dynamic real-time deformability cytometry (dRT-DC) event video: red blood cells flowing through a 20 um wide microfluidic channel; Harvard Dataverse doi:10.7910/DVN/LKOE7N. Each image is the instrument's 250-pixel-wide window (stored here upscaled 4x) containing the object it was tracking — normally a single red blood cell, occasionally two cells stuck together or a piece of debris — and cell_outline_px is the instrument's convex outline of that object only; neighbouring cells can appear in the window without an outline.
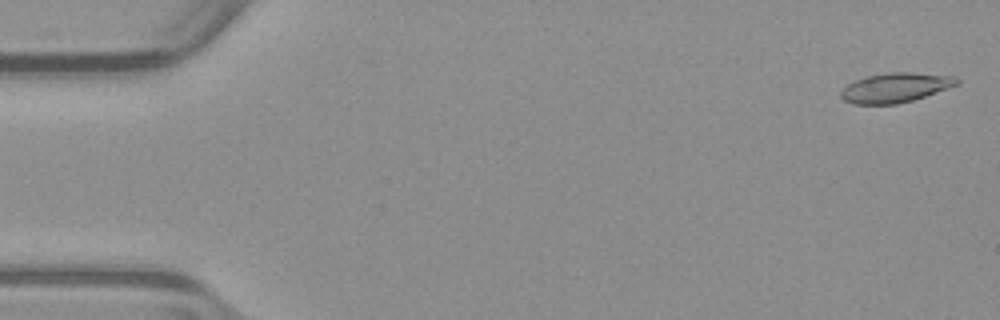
{"species": "common noctule bat (a hibernating species)", "species_latin": "Nyctalus noctula", "temperature_condition": "warm", "stored_images_in_passage": 52, "camera_frame_rate_fps": 3000, "um_per_image_px": 0.085, "animal": {"sex": "male", "body_mass_g": 23.1, "forearm_length_mm": 52.7}, "frame": {"image": 1, "passage_image": 1, "time_ms": 0.0, "image_size_px": [1000, 320], "cell_outline_px": [[960, 84], [912, 100], [896, 104], [852, 104], [844, 100], [840, 96], [840, 92], [848, 84], [856, 80], [868, 76], [888, 72], [912, 72], [956, 76], [960, 80]], "centroid_in_image_um": [76.13, 7.44], "position_along_channel_um": 8.9, "area_um2": 19.94}}
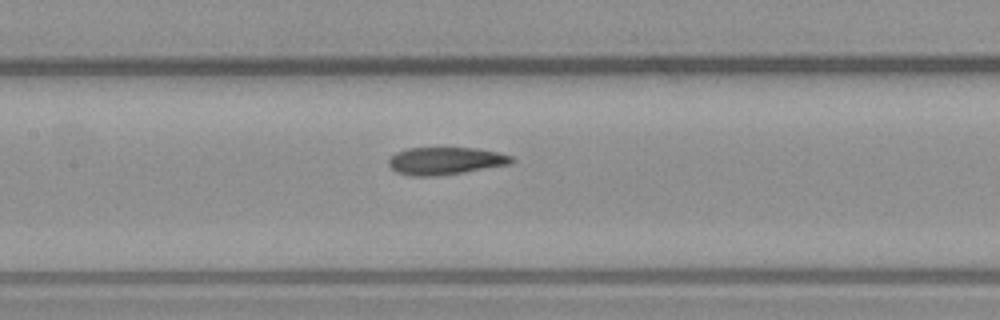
{"frame": {"image": 2, "passage_image": 24, "time_ms": 7.667, "image_size_px": [1000, 320], "cell_outline_px": [[516, 160], [512, 164], [464, 172], [436, 176], [412, 176], [396, 172], [388, 164], [388, 160], [396, 152], [408, 148], [476, 148], [500, 152], [512, 156]], "centroid_in_image_um": [37.9, 13.67], "position_along_channel_um": 169.5, "area_um2": 19.83}}
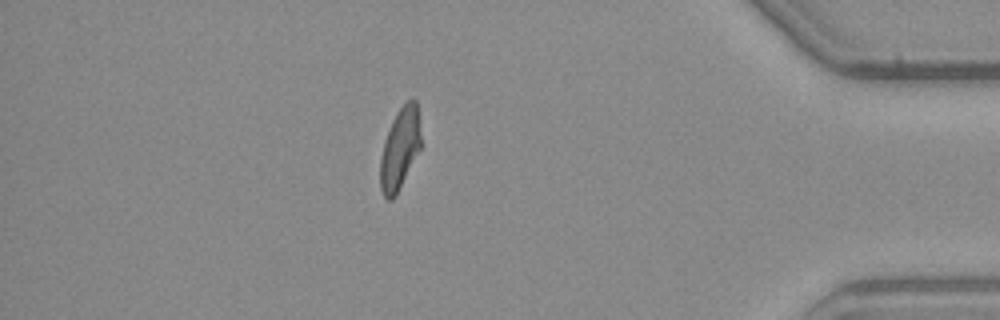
{"frame": {"image": 3, "passage_image": 45, "time_ms": 14.667, "image_size_px": [1000, 320], "cell_outline_px": [[420, 148], [396, 196], [392, 200], [388, 200], [384, 196], [380, 188], [380, 160], [384, 140], [392, 120], [396, 112], [412, 96], [416, 100], [420, 136]], "centroid_in_image_um": [33.97, 12.65], "position_along_channel_um": 401.2, "area_um2": 19.13}, "authors_computed_cell_mechanics": {"area_um2": 20.2878, "velocity_mm_per_s": 3.9425, "shape_relaxation_time_tau1_ms": null, "shape_relaxation_time_tau2_ms": 2.5776, "deformation_change_tau1": null, "deformation_change_tau2": 0.0861}}